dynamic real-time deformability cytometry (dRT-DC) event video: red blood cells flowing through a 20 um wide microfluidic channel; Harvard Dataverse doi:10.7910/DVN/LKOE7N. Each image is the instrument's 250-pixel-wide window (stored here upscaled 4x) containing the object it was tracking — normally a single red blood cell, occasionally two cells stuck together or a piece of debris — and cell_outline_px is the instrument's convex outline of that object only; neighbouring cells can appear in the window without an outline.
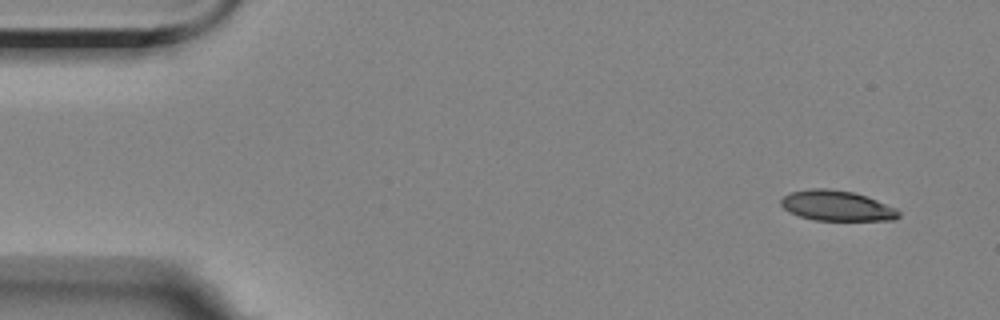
{"species": "Egyptian fruit bat (a non-hibernating species)", "species_latin": "Rousettus aegyptiacus", "temperature_condition": "room temperature", "stored_images_in_passage": 5, "camera_frame_rate_fps": 3000, "um_per_image_px": 0.085, "animal": {"sex": "female"}, "frame": {"image": 1, "passage_image": 1, "time_ms": 0.0, "image_size_px": [1000, 320], "cell_outline_px": [[900, 216], [896, 220], [816, 220], [800, 216], [788, 212], [780, 204], [780, 200], [784, 196], [792, 192], [812, 188], [824, 188], [852, 192], [876, 200], [896, 208], [900, 212]], "centroid_in_image_um": [71.12, 17.5], "position_along_channel_um": 13.9, "area_um2": 20.58}}
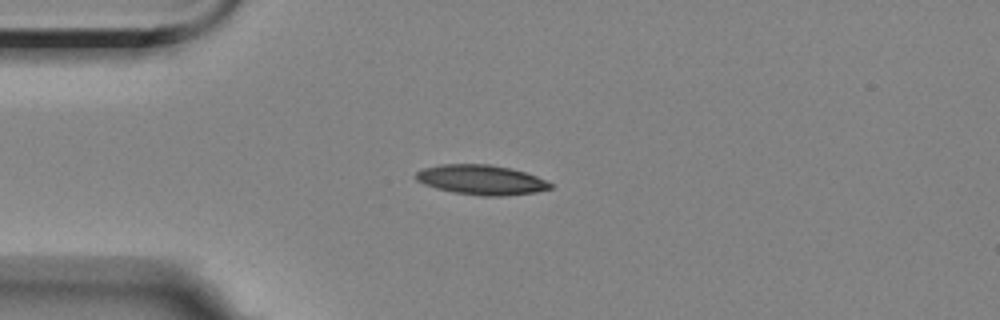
{"frame": {"image": 2, "passage_image": 4, "time_ms": 3.333, "image_size_px": [1000, 320], "cell_outline_px": [[552, 188], [536, 192], [500, 196], [484, 196], [452, 192], [436, 188], [424, 184], [416, 180], [416, 172], [424, 168], [440, 164], [488, 164], [512, 168], [536, 176], [552, 184]], "centroid_in_image_um": [40.89, 15.28], "position_along_channel_um": 44.1, "area_um2": 23.24}}